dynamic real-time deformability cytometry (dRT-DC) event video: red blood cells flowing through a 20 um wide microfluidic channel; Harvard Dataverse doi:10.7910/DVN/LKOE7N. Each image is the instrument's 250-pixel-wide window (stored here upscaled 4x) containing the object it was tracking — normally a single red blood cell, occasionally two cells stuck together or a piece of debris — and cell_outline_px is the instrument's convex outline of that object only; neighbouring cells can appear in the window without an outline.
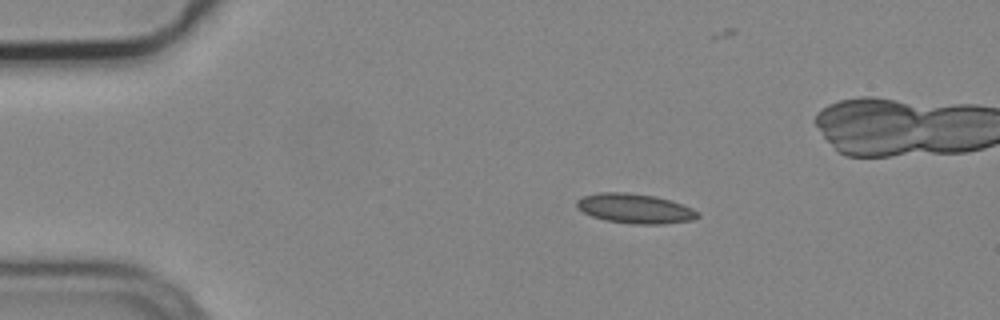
{"species": "common noctule bat (a hibernating species)", "species_latin": "Nyctalus noctula", "temperature_condition": "cold", "stored_images_in_passage": 6, "camera_frame_rate_fps": 3000, "um_per_image_px": 0.085, "animal": {"sex": "male", "body_mass_g": 19.2, "forearm_length_mm": 51.8}, "frame": {"image": 1, "passage_image": 3, "time_ms": 0.667, "image_size_px": [1000, 320], "cell_outline_px": [[700, 216], [692, 220], [664, 224], [632, 224], [604, 220], [592, 216], [576, 208], [576, 200], [584, 196], [600, 192], [624, 192], [656, 196], [692, 208], [700, 212]], "centroid_in_image_um": [53.96, 17.73], "position_along_channel_um": 31.0, "area_um2": 20.92}}